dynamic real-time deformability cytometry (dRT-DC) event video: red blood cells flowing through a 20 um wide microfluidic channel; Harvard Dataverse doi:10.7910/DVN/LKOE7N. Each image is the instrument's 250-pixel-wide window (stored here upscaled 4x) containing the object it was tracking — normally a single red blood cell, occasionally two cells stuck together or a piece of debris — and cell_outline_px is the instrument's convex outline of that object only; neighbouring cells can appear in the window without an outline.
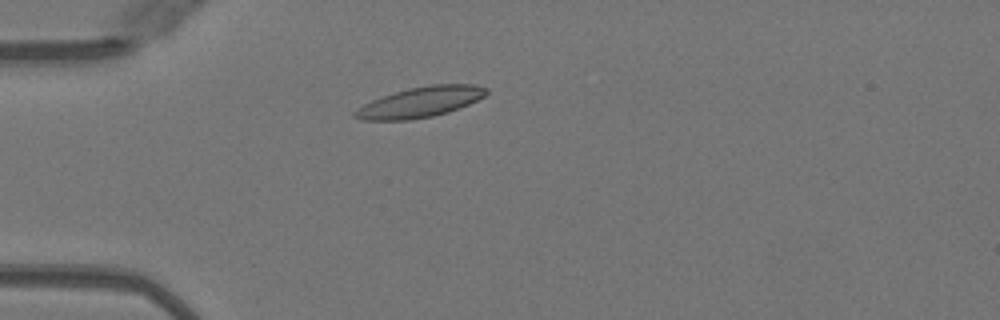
{"species": "Egyptian fruit bat (a non-hibernating species)", "species_latin": "Rousettus aegyptiacus", "temperature_condition": "warm", "stored_images_in_passage": 48, "camera_frame_rate_fps": 3000, "um_per_image_px": 0.085, "animal": {"sex": "female"}, "frame": {"image": 1, "passage_image": 11, "time_ms": 3.333, "image_size_px": [1000, 320], "cell_outline_px": [[488, 92], [484, 96], [468, 104], [448, 112], [432, 116], [412, 120], [360, 120], [352, 116], [352, 112], [364, 104], [372, 100], [408, 88], [428, 84], [476, 84], [488, 88]], "centroid_in_image_um": [35.72, 8.68], "position_along_channel_um": 49.3, "area_um2": 23.29}}
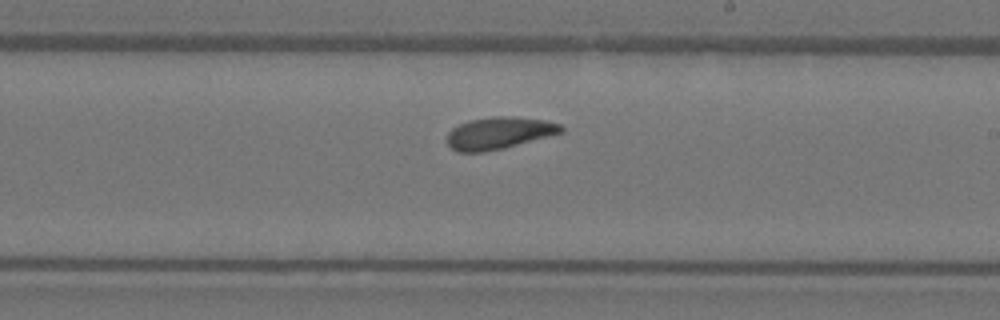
{"frame": {"image": 2, "passage_image": 27, "time_ms": 8.667, "image_size_px": [1000, 320], "cell_outline_px": [[564, 132], [504, 148], [484, 152], [456, 152], [448, 144], [448, 132], [452, 128], [468, 120], [492, 116], [512, 116], [544, 120], [560, 124], [564, 128]], "centroid_in_image_um": [42.41, 11.3], "position_along_channel_um": 246.6, "area_um2": 21.33}}
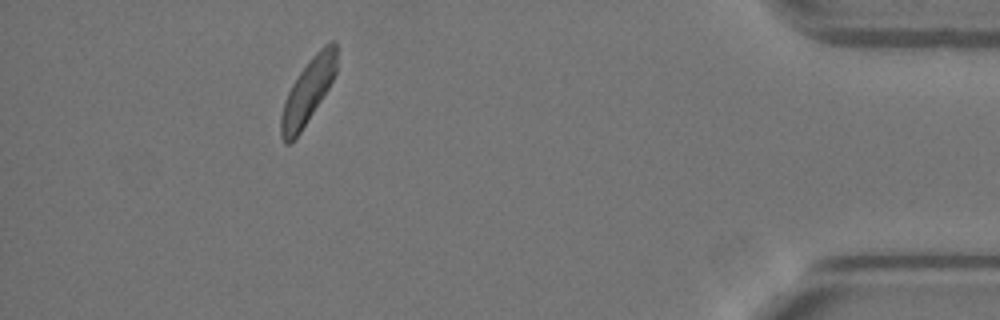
{"frame": {"image": 3, "passage_image": 43, "time_ms": 14.0, "image_size_px": [1000, 320], "cell_outline_px": [[336, 72], [328, 88], [300, 132], [288, 144], [284, 144], [280, 136], [280, 116], [288, 92], [292, 84], [300, 72], [312, 56], [324, 44], [332, 40], [336, 40]], "centroid_in_image_um": [26.16, 7.75], "position_along_channel_um": 409.0, "area_um2": 20.52}, "authors_computed_cell_mechanics": {"area_um2": 21.2993, "velocity_mm_per_s": 4.004, "shape_relaxation_time_tau1_ms": 4.4009, "shape_relaxation_time_tau2_ms": 3.0404, "deformation_change_tau1": 0.1153, "deformation_change_tau2": 0.098}}